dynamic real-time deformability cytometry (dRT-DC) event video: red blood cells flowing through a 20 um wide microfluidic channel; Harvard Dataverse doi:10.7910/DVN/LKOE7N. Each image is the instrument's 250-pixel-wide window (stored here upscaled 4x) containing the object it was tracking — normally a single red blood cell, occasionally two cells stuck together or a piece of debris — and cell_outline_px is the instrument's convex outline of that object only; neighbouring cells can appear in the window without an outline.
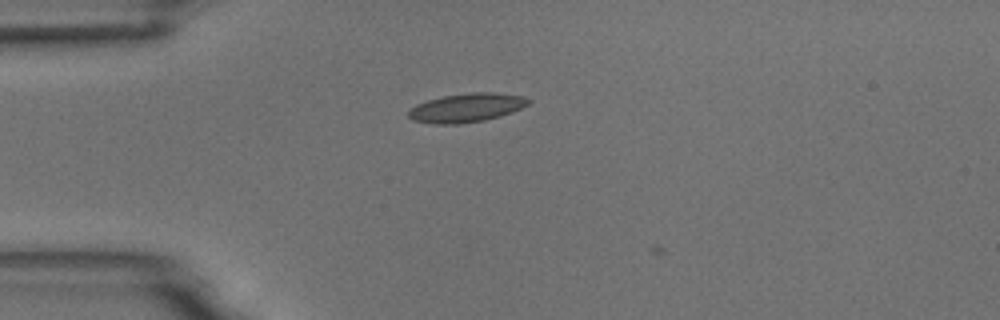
{"species": "common noctule bat (a hibernating species)", "species_latin": "Nyctalus noctula", "temperature_condition": "room temperature", "stored_images_in_passage": 2, "camera_frame_rate_fps": 3000, "um_per_image_px": 0.085, "animal": {"sex": "male", "body_mass_g": 18.8}, "frame": {"image": 1, "passage_image": 1, "time_ms": 0.0, "image_size_px": [1000, 320], "cell_outline_px": [[532, 100], [528, 104], [512, 112], [500, 116], [484, 120], [460, 124], [436, 124], [412, 120], [408, 116], [408, 108], [416, 104], [428, 100], [444, 96], [472, 92], [492, 92], [524, 96]], "centroid_in_image_um": [39.64, 9.16], "position_along_channel_um": 45.4, "area_um2": 20.17}}